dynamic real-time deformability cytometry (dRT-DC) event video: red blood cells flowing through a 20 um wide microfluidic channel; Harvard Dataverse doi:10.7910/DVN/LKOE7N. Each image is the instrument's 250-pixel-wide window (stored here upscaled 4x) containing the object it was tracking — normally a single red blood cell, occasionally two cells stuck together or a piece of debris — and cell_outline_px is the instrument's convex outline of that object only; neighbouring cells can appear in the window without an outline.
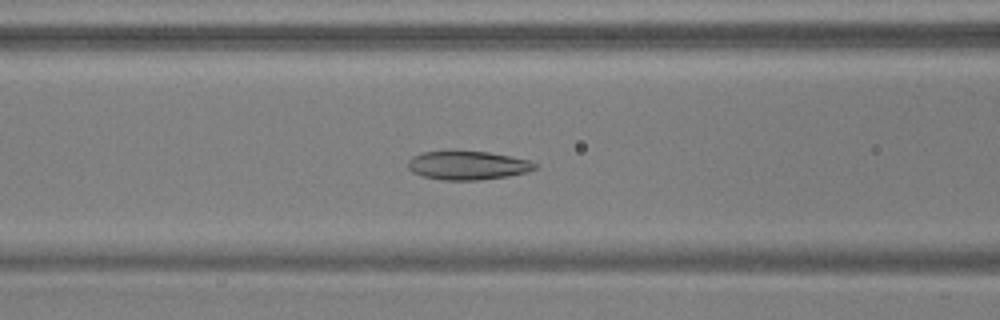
{"species": "common noctule bat (a hibernating species)", "species_latin": "Nyctalus noctula", "temperature_condition": "warm", "stored_images_in_passage": 55, "camera_frame_rate_fps": 3000, "um_per_image_px": 0.085, "animal": {"sex": "male", "body_mass_g": 17.9, "forearm_length_mm": 54.2}, "frame": {"image": 1, "passage_image": 22, "time_ms": 7.0, "image_size_px": [1000, 320], "cell_outline_px": [[536, 168], [528, 172], [508, 176], [480, 180], [444, 180], [424, 176], [412, 172], [408, 168], [408, 160], [412, 156], [424, 152], [452, 148], [488, 152], [528, 160], [536, 164]], "centroid_in_image_um": [39.7, 14.02], "position_along_channel_um": 126.9, "area_um2": 21.79}}
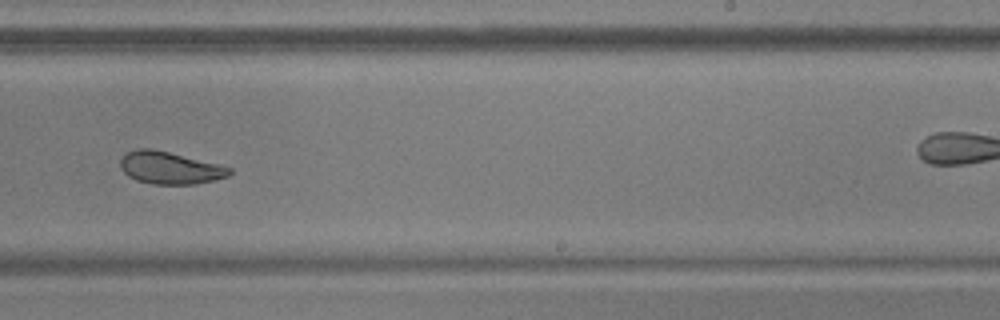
{"frame": {"image": 2, "passage_image": 34, "time_ms": 11.0, "image_size_px": [1000, 320], "cell_outline_px": [[232, 172], [228, 176], [196, 184], [152, 184], [136, 180], [128, 176], [120, 168], [120, 160], [128, 152], [136, 148], [152, 148], [220, 164], [232, 168]], "centroid_in_image_um": [14.44, 14.26], "position_along_channel_um": 274.6, "area_um2": 20.58}}
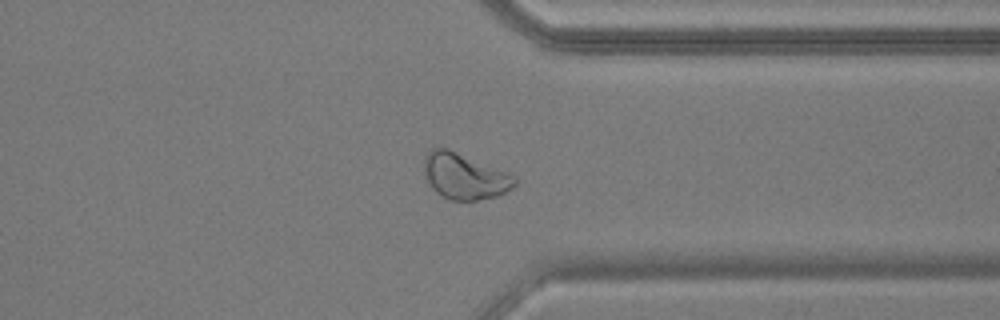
{"frame": {"image": 3, "passage_image": 42, "time_ms": 13.667, "image_size_px": [1000, 320], "cell_outline_px": [[516, 184], [512, 188], [496, 196], [476, 200], [452, 200], [436, 192], [432, 188], [424, 176], [424, 156], [432, 148], [448, 148], [508, 172], [516, 176]], "centroid_in_image_um": [39.48, 14.96], "position_along_channel_um": 371.9, "area_um2": 24.22}, "authors_computed_cell_mechanics": {"area_um2": 24.1604, "velocity_mm_per_s": 3.6985, "shape_relaxation_time_tau1_ms": null, "shape_relaxation_time_tau2_ms": 2.4729, "deformation_change_tau1": null, "deformation_change_tau2": 0.0835}}